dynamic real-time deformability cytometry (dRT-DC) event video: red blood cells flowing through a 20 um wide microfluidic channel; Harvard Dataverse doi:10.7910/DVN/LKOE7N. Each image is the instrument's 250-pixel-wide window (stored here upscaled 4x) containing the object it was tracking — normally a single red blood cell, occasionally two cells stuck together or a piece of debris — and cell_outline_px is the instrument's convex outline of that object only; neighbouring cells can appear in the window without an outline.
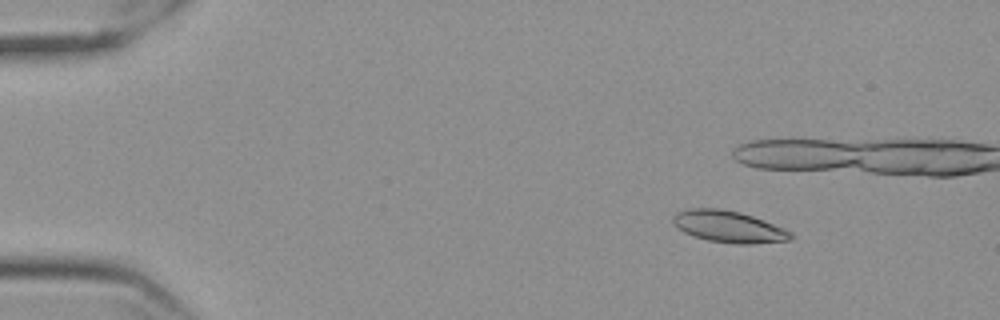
{"species": "Egyptian fruit bat (a non-hibernating species)", "species_latin": "Rousettus aegyptiacus", "temperature_condition": "cold", "stored_images_in_passage": 60, "camera_frame_rate_fps": 3000, "um_per_image_px": 0.085, "frame": {"image": 1, "passage_image": 9, "time_ms": 2.667, "image_size_px": [1000, 320], "cell_outline_px": [[792, 240], [752, 244], [736, 244], [708, 240], [684, 232], [672, 224], [672, 216], [676, 212], [692, 208], [720, 208], [740, 212], [764, 220], [784, 228], [792, 232]], "centroid_in_image_um": [61.94, 19.26], "position_along_channel_um": 23.1, "area_um2": 21.79}, "authors_computed_cell_mechanics": {"area_um2": 21.386, "velocity_mm_per_s": 3.5378, "shape_relaxation_time_tau1_ms": 4.8455, "shape_relaxation_time_tau2_ms": 3.1312, "deformation_change_tau1": 0.1591, "deformation_change_tau2": 0.0701}}